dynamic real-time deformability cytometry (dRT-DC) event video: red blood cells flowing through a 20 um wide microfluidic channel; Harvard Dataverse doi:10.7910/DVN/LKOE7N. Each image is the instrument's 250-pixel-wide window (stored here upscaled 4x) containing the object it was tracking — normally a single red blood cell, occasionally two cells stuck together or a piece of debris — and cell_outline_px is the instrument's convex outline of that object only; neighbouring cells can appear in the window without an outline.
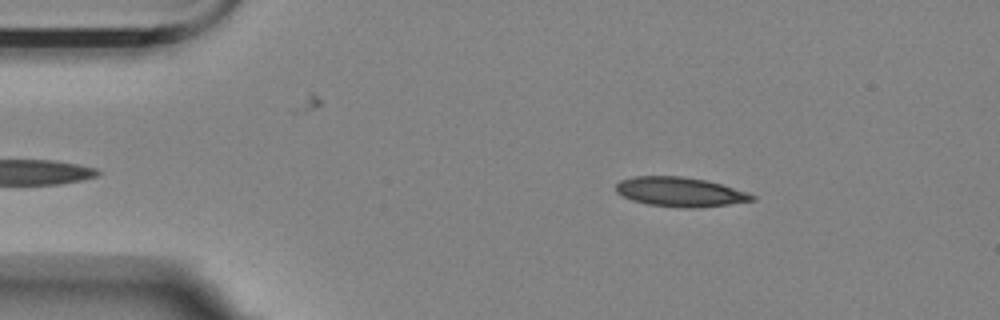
{"species": "Egyptian fruit bat (a non-hibernating species)", "species_latin": "Rousettus aegyptiacus", "temperature_condition": "room temperature", "stored_images_in_passage": 44, "camera_frame_rate_fps": 3000, "um_per_image_px": 0.085, "animal": {"sex": "female"}, "frame": {"image": 1, "passage_image": 5, "time_ms": 1.333, "image_size_px": [1000, 320], "cell_outline_px": [[756, 200], [728, 204], [696, 208], [684, 208], [648, 204], [632, 200], [616, 192], [616, 184], [620, 180], [636, 176], [684, 176], [708, 180], [748, 192], [756, 196]], "centroid_in_image_um": [57.83, 16.3], "position_along_channel_um": 27.2, "area_um2": 23.41}}
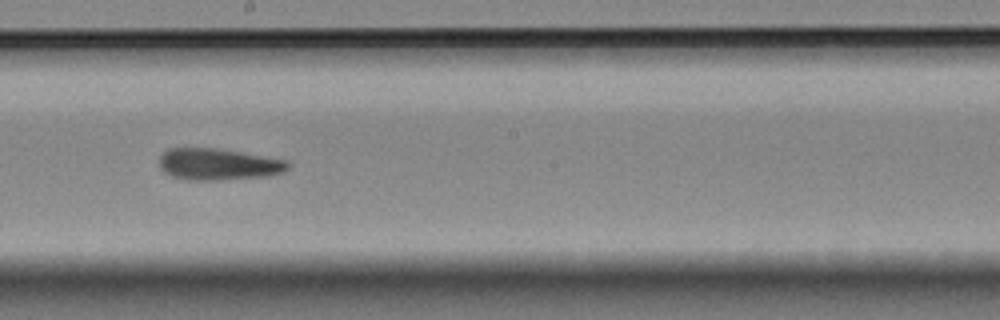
{"frame": {"image": 2, "passage_image": 27, "time_ms": 8.667, "image_size_px": [1000, 320], "cell_outline_px": [[292, 164], [284, 172], [268, 176], [216, 180], [184, 180], [172, 176], [164, 172], [160, 168], [160, 156], [168, 148], [216, 148], [288, 160]], "centroid_in_image_um": [18.57, 13.97], "position_along_channel_um": 229.6, "area_um2": 23.81}}
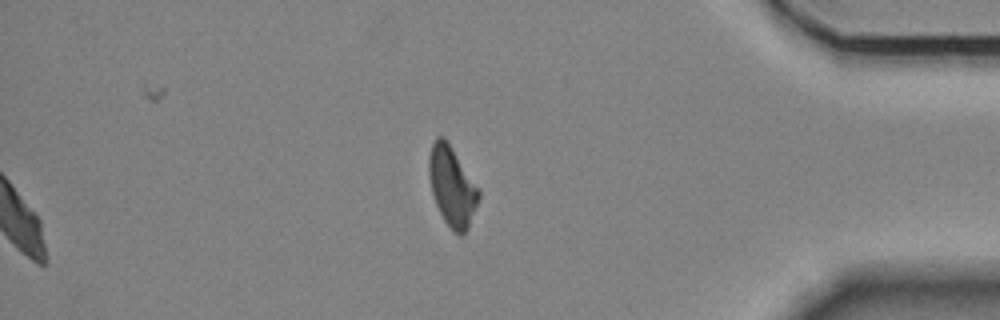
{"frame": {"image": 3, "passage_image": 44, "time_ms": 14.333, "image_size_px": [1000, 320], "cell_outline_px": [[480, 196], [476, 208], [468, 228], [460, 236], [444, 220], [436, 204], [432, 192], [428, 176], [428, 156], [432, 144], [436, 136], [444, 136], [480, 192]], "centroid_in_image_um": [38.39, 15.82], "position_along_channel_um": 396.8, "area_um2": 22.6}}